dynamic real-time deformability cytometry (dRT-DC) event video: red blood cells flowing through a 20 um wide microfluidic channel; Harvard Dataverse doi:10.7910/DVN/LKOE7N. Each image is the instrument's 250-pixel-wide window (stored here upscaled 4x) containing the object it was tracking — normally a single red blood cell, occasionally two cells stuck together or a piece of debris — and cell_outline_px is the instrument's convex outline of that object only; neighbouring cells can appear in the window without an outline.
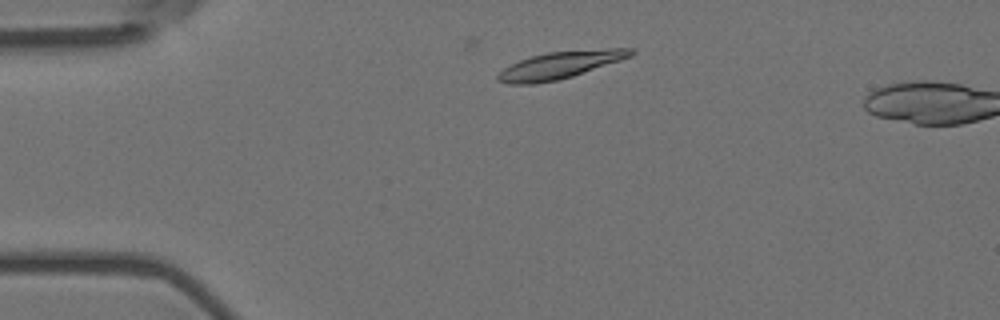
{"species": "Egyptian fruit bat (a non-hibernating species)", "species_latin": "Rousettus aegyptiacus", "temperature_condition": "room temperature", "stored_images_in_passage": 3, "camera_frame_rate_fps": 3000, "um_per_image_px": 0.085, "animal": {"sex": "female"}, "frame": {"image": 1, "passage_image": 2, "time_ms": 0.333, "image_size_px": [1000, 320], "cell_outline_px": [[636, 52], [632, 56], [572, 76], [556, 80], [536, 84], [508, 84], [496, 80], [496, 76], [504, 68], [520, 60], [532, 56], [548, 52], [608, 48], [632, 48]], "centroid_in_image_um": [47.6, 5.53], "position_along_channel_um": 37.4, "area_um2": 20.87}}